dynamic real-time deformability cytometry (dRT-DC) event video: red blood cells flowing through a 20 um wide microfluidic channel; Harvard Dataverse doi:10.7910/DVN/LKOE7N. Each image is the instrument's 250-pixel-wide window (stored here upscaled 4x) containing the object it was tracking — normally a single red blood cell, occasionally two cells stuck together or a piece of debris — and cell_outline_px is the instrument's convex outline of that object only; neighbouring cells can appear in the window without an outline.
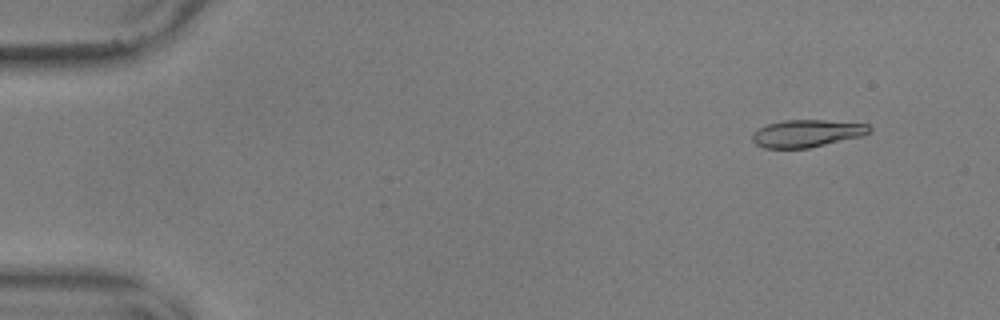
{"species": "common noctule bat (a hibernating species)", "species_latin": "Nyctalus noctula", "temperature_condition": "warm", "stored_images_in_passage": 53, "camera_frame_rate_fps": 3000, "um_per_image_px": 0.085, "animal": {"sex": "male", "body_mass_g": 17.9, "forearm_length_mm": 54.2}, "frame": {"image": 1, "passage_image": 3, "time_ms": 0.667, "image_size_px": [1000, 320], "cell_outline_px": [[872, 128], [868, 132], [860, 136], [808, 148], [764, 148], [756, 144], [752, 140], [752, 132], [756, 128], [768, 124], [784, 120], [824, 120], [868, 124]], "centroid_in_image_um": [68.52, 11.33], "position_along_channel_um": 16.5, "area_um2": 18.55}}
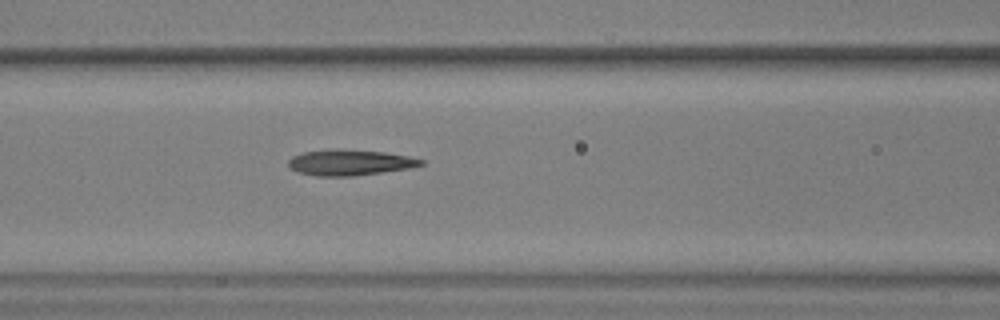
{"frame": {"image": 2, "passage_image": 22, "time_ms": 7.0, "image_size_px": [1000, 320], "cell_outline_px": [[424, 164], [408, 168], [352, 176], [316, 176], [296, 172], [288, 164], [288, 160], [292, 156], [304, 152], [336, 148], [384, 152], [408, 156], [424, 160]], "centroid_in_image_um": [29.7, 13.8], "position_along_channel_um": 136.9, "area_um2": 19.83}}
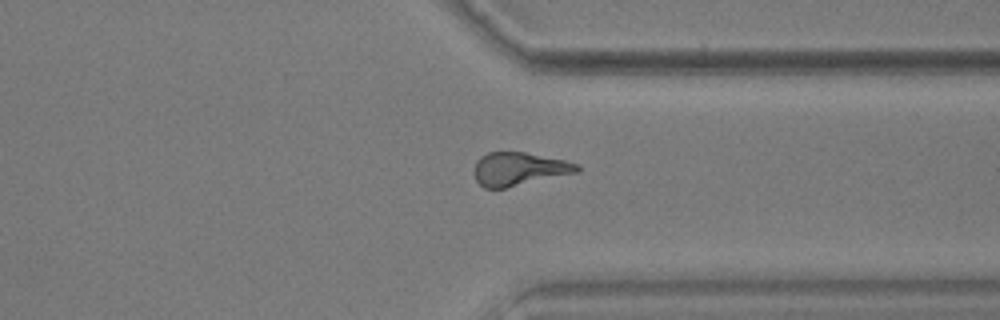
{"frame": {"image": 3, "passage_image": 41, "time_ms": 13.333, "image_size_px": [1000, 320], "cell_outline_px": [[580, 172], [504, 188], [484, 188], [476, 180], [476, 160], [480, 156], [488, 152], [524, 152], [564, 160], [580, 164]], "centroid_in_image_um": [44.15, 14.36], "position_along_channel_um": 367.2, "area_um2": 19.83}, "authors_computed_cell_mechanics": {"area_um2": 19.8254, "velocity_mm_per_s": 3.6421, "shape_relaxation_time_tau1_ms": 6.6097, "shape_relaxation_time_tau2_ms": 3.5085, "deformation_change_tau1": 0.2056, "deformation_change_tau2": 0.1414}}